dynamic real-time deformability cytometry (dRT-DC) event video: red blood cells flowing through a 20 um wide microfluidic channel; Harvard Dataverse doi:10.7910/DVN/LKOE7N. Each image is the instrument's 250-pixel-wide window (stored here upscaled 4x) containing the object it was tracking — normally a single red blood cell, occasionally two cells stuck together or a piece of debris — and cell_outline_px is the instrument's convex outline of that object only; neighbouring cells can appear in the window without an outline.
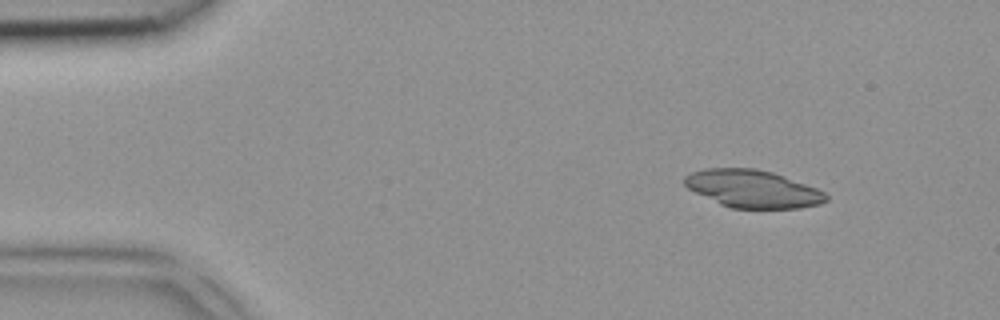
{"species": "common noctule bat (a hibernating species)", "species_latin": "Nyctalus noctula", "temperature_condition": "room temperature", "stored_images_in_passage": 4, "camera_frame_rate_fps": 3000, "um_per_image_px": 0.085, "animal": {"sex": "female", "body_mass_g": 18.4}, "frame": {"image": 1, "passage_image": 1, "time_ms": 0.0, "image_size_px": [1000, 320], "cell_outline_px": [[828, 200], [820, 204], [800, 208], [732, 208], [720, 204], [688, 188], [684, 184], [684, 176], [692, 172], [704, 168], [756, 168], [772, 172], [784, 176], [816, 188], [824, 192], [828, 196]], "centroid_in_image_um": [63.98, 16.04], "position_along_channel_um": 21.0, "area_um2": 30.87}}